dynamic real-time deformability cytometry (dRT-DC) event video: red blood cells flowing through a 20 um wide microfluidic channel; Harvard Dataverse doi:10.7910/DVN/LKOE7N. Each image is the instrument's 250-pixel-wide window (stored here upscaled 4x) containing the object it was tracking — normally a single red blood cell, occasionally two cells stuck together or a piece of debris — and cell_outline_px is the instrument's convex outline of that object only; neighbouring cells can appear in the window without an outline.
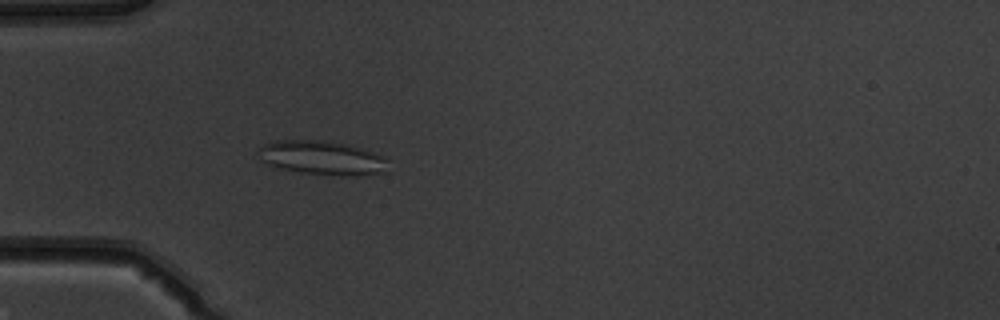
{"species": "common noctule bat (a hibernating species)", "species_latin": "Nyctalus noctula", "temperature_condition": "warm", "stored_images_in_passage": 52, "camera_frame_rate_fps": 3000, "um_per_image_px": 0.085, "animal": {"sex": "male", "body_mass_g": 19.5, "forearm_length_mm": 54.6}, "frame": {"image": 1, "passage_image": 16, "time_ms": 5.0, "image_size_px": [1000, 320], "cell_outline_px": [[388, 172], [356, 176], [344, 176], [300, 172], [276, 168], [260, 160], [260, 148], [264, 144], [272, 140], [332, 140], [364, 148], [384, 156], [388, 160]], "centroid_in_image_um": [27.44, 13.41], "position_along_channel_um": 57.6, "area_um2": 26.3}}
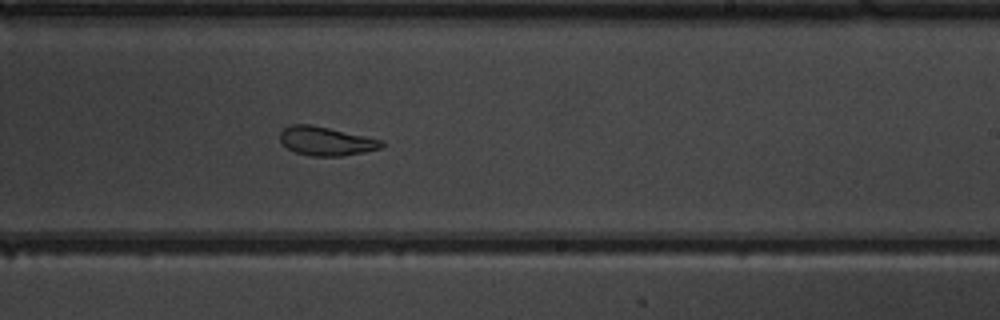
{"frame": {"image": 2, "passage_image": 32, "time_ms": 10.333, "image_size_px": [1000, 320], "cell_outline_px": [[384, 144], [380, 148], [364, 152], [344, 156], [312, 156], [296, 152], [288, 148], [280, 140], [280, 132], [284, 128], [292, 124], [312, 124], [384, 140]], "centroid_in_image_um": [27.73, 11.99], "position_along_channel_um": 261.3, "area_um2": 17.05}}
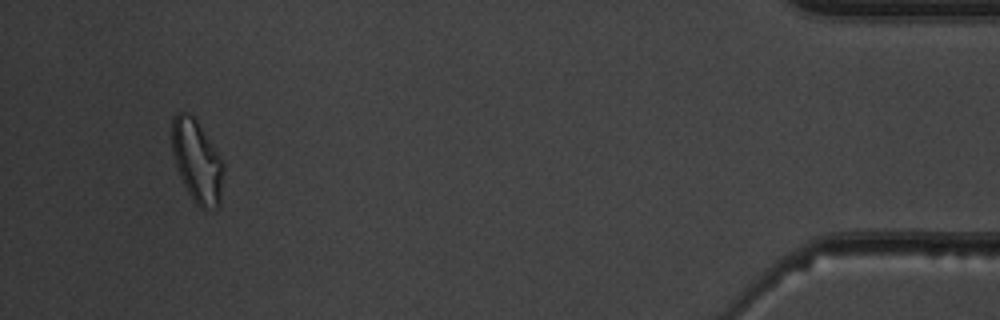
{"frame": {"image": 3, "passage_image": 49, "time_ms": 16.0, "image_size_px": [1000, 320], "cell_outline_px": [[224, 168], [220, 204], [216, 208], [200, 208], [196, 204], [188, 192], [180, 176], [172, 152], [172, 120], [176, 112], [188, 112], [196, 120], [224, 160]], "centroid_in_image_um": [16.77, 13.7], "position_along_channel_um": 418.4, "area_um2": 24.8}, "authors_computed_cell_mechanics": {"area_um2": 22.4264, "velocity_mm_per_s": 3.951, "shape_relaxation_time_tau1_ms": null, "shape_relaxation_time_tau2_ms": 2.4588, "deformation_change_tau1": null, "deformation_change_tau2": 0.0979}}